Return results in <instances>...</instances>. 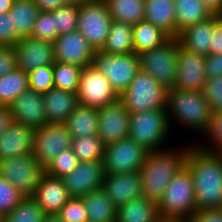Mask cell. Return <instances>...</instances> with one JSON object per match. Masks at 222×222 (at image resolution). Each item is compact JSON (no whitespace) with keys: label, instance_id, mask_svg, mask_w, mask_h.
Wrapping results in <instances>:
<instances>
[{"label":"cell","instance_id":"29","mask_svg":"<svg viewBox=\"0 0 222 222\" xmlns=\"http://www.w3.org/2000/svg\"><path fill=\"white\" fill-rule=\"evenodd\" d=\"M174 3L177 37L186 28L213 16L202 0H174Z\"/></svg>","mask_w":222,"mask_h":222},{"label":"cell","instance_id":"46","mask_svg":"<svg viewBox=\"0 0 222 222\" xmlns=\"http://www.w3.org/2000/svg\"><path fill=\"white\" fill-rule=\"evenodd\" d=\"M19 39L18 31L13 27L12 15L0 13V45L13 47Z\"/></svg>","mask_w":222,"mask_h":222},{"label":"cell","instance_id":"11","mask_svg":"<svg viewBox=\"0 0 222 222\" xmlns=\"http://www.w3.org/2000/svg\"><path fill=\"white\" fill-rule=\"evenodd\" d=\"M45 168L33 154L11 157L1 161L0 176L12 183L25 196H31L39 184Z\"/></svg>","mask_w":222,"mask_h":222},{"label":"cell","instance_id":"37","mask_svg":"<svg viewBox=\"0 0 222 222\" xmlns=\"http://www.w3.org/2000/svg\"><path fill=\"white\" fill-rule=\"evenodd\" d=\"M82 67L64 62L53 64L54 88L77 92Z\"/></svg>","mask_w":222,"mask_h":222},{"label":"cell","instance_id":"2","mask_svg":"<svg viewBox=\"0 0 222 222\" xmlns=\"http://www.w3.org/2000/svg\"><path fill=\"white\" fill-rule=\"evenodd\" d=\"M189 147V145L175 149L164 147L148 152L145 162L139 170L144 197L159 202L172 178L185 165Z\"/></svg>","mask_w":222,"mask_h":222},{"label":"cell","instance_id":"26","mask_svg":"<svg viewBox=\"0 0 222 222\" xmlns=\"http://www.w3.org/2000/svg\"><path fill=\"white\" fill-rule=\"evenodd\" d=\"M157 202L137 197L117 208L116 222H160Z\"/></svg>","mask_w":222,"mask_h":222},{"label":"cell","instance_id":"54","mask_svg":"<svg viewBox=\"0 0 222 222\" xmlns=\"http://www.w3.org/2000/svg\"><path fill=\"white\" fill-rule=\"evenodd\" d=\"M15 0H0V13H9Z\"/></svg>","mask_w":222,"mask_h":222},{"label":"cell","instance_id":"43","mask_svg":"<svg viewBox=\"0 0 222 222\" xmlns=\"http://www.w3.org/2000/svg\"><path fill=\"white\" fill-rule=\"evenodd\" d=\"M28 81L29 88L41 94L54 88L53 65H46L29 71Z\"/></svg>","mask_w":222,"mask_h":222},{"label":"cell","instance_id":"28","mask_svg":"<svg viewBox=\"0 0 222 222\" xmlns=\"http://www.w3.org/2000/svg\"><path fill=\"white\" fill-rule=\"evenodd\" d=\"M88 222H116L117 207L101 188L82 197Z\"/></svg>","mask_w":222,"mask_h":222},{"label":"cell","instance_id":"25","mask_svg":"<svg viewBox=\"0 0 222 222\" xmlns=\"http://www.w3.org/2000/svg\"><path fill=\"white\" fill-rule=\"evenodd\" d=\"M144 20L160 28L169 37H177L174 0H145Z\"/></svg>","mask_w":222,"mask_h":222},{"label":"cell","instance_id":"21","mask_svg":"<svg viewBox=\"0 0 222 222\" xmlns=\"http://www.w3.org/2000/svg\"><path fill=\"white\" fill-rule=\"evenodd\" d=\"M31 197L47 214H57L72 198L65 188L63 179L46 172Z\"/></svg>","mask_w":222,"mask_h":222},{"label":"cell","instance_id":"49","mask_svg":"<svg viewBox=\"0 0 222 222\" xmlns=\"http://www.w3.org/2000/svg\"><path fill=\"white\" fill-rule=\"evenodd\" d=\"M206 78H215L222 75V53L205 56Z\"/></svg>","mask_w":222,"mask_h":222},{"label":"cell","instance_id":"51","mask_svg":"<svg viewBox=\"0 0 222 222\" xmlns=\"http://www.w3.org/2000/svg\"><path fill=\"white\" fill-rule=\"evenodd\" d=\"M39 11H54L66 4L65 0H34Z\"/></svg>","mask_w":222,"mask_h":222},{"label":"cell","instance_id":"44","mask_svg":"<svg viewBox=\"0 0 222 222\" xmlns=\"http://www.w3.org/2000/svg\"><path fill=\"white\" fill-rule=\"evenodd\" d=\"M65 222H88L83 199L72 197L57 213Z\"/></svg>","mask_w":222,"mask_h":222},{"label":"cell","instance_id":"31","mask_svg":"<svg viewBox=\"0 0 222 222\" xmlns=\"http://www.w3.org/2000/svg\"><path fill=\"white\" fill-rule=\"evenodd\" d=\"M133 25L112 21L101 52L105 54H128L134 52Z\"/></svg>","mask_w":222,"mask_h":222},{"label":"cell","instance_id":"35","mask_svg":"<svg viewBox=\"0 0 222 222\" xmlns=\"http://www.w3.org/2000/svg\"><path fill=\"white\" fill-rule=\"evenodd\" d=\"M47 213L31 196L25 198L1 222H45Z\"/></svg>","mask_w":222,"mask_h":222},{"label":"cell","instance_id":"22","mask_svg":"<svg viewBox=\"0 0 222 222\" xmlns=\"http://www.w3.org/2000/svg\"><path fill=\"white\" fill-rule=\"evenodd\" d=\"M35 130L24 125L12 123L0 135V159L31 155Z\"/></svg>","mask_w":222,"mask_h":222},{"label":"cell","instance_id":"52","mask_svg":"<svg viewBox=\"0 0 222 222\" xmlns=\"http://www.w3.org/2000/svg\"><path fill=\"white\" fill-rule=\"evenodd\" d=\"M13 123L10 108L7 106H0V135L6 131Z\"/></svg>","mask_w":222,"mask_h":222},{"label":"cell","instance_id":"4","mask_svg":"<svg viewBox=\"0 0 222 222\" xmlns=\"http://www.w3.org/2000/svg\"><path fill=\"white\" fill-rule=\"evenodd\" d=\"M157 205L162 219L188 220L197 211L193 177L186 165L172 178Z\"/></svg>","mask_w":222,"mask_h":222},{"label":"cell","instance_id":"8","mask_svg":"<svg viewBox=\"0 0 222 222\" xmlns=\"http://www.w3.org/2000/svg\"><path fill=\"white\" fill-rule=\"evenodd\" d=\"M92 66L108 79L119 96L140 70L139 57L134 52L116 55L95 51Z\"/></svg>","mask_w":222,"mask_h":222},{"label":"cell","instance_id":"48","mask_svg":"<svg viewBox=\"0 0 222 222\" xmlns=\"http://www.w3.org/2000/svg\"><path fill=\"white\" fill-rule=\"evenodd\" d=\"M187 222H222V208L197 210Z\"/></svg>","mask_w":222,"mask_h":222},{"label":"cell","instance_id":"27","mask_svg":"<svg viewBox=\"0 0 222 222\" xmlns=\"http://www.w3.org/2000/svg\"><path fill=\"white\" fill-rule=\"evenodd\" d=\"M72 138L98 134V108L78 104L64 122Z\"/></svg>","mask_w":222,"mask_h":222},{"label":"cell","instance_id":"34","mask_svg":"<svg viewBox=\"0 0 222 222\" xmlns=\"http://www.w3.org/2000/svg\"><path fill=\"white\" fill-rule=\"evenodd\" d=\"M29 88L28 73L16 68L0 78V106L9 107Z\"/></svg>","mask_w":222,"mask_h":222},{"label":"cell","instance_id":"1","mask_svg":"<svg viewBox=\"0 0 222 222\" xmlns=\"http://www.w3.org/2000/svg\"><path fill=\"white\" fill-rule=\"evenodd\" d=\"M185 165L191 171L197 210L222 208V154L191 144Z\"/></svg>","mask_w":222,"mask_h":222},{"label":"cell","instance_id":"10","mask_svg":"<svg viewBox=\"0 0 222 222\" xmlns=\"http://www.w3.org/2000/svg\"><path fill=\"white\" fill-rule=\"evenodd\" d=\"M148 150L129 137L104 146L103 168L105 173L139 171Z\"/></svg>","mask_w":222,"mask_h":222},{"label":"cell","instance_id":"19","mask_svg":"<svg viewBox=\"0 0 222 222\" xmlns=\"http://www.w3.org/2000/svg\"><path fill=\"white\" fill-rule=\"evenodd\" d=\"M13 123L34 130L47 124L45 106L41 93L28 88L9 106Z\"/></svg>","mask_w":222,"mask_h":222},{"label":"cell","instance_id":"18","mask_svg":"<svg viewBox=\"0 0 222 222\" xmlns=\"http://www.w3.org/2000/svg\"><path fill=\"white\" fill-rule=\"evenodd\" d=\"M104 174L102 161H83L79 162L77 167L62 179L71 197L82 198L84 195L102 188Z\"/></svg>","mask_w":222,"mask_h":222},{"label":"cell","instance_id":"6","mask_svg":"<svg viewBox=\"0 0 222 222\" xmlns=\"http://www.w3.org/2000/svg\"><path fill=\"white\" fill-rule=\"evenodd\" d=\"M168 90L151 75L139 70L128 88L120 95L130 114L166 109Z\"/></svg>","mask_w":222,"mask_h":222},{"label":"cell","instance_id":"17","mask_svg":"<svg viewBox=\"0 0 222 222\" xmlns=\"http://www.w3.org/2000/svg\"><path fill=\"white\" fill-rule=\"evenodd\" d=\"M55 61L79 67L92 65L94 50L79 30L58 36L53 42Z\"/></svg>","mask_w":222,"mask_h":222},{"label":"cell","instance_id":"3","mask_svg":"<svg viewBox=\"0 0 222 222\" xmlns=\"http://www.w3.org/2000/svg\"><path fill=\"white\" fill-rule=\"evenodd\" d=\"M167 112L170 127L173 117L183 127L204 134L209 126L211 110L202 91L169 89L167 92Z\"/></svg>","mask_w":222,"mask_h":222},{"label":"cell","instance_id":"16","mask_svg":"<svg viewBox=\"0 0 222 222\" xmlns=\"http://www.w3.org/2000/svg\"><path fill=\"white\" fill-rule=\"evenodd\" d=\"M17 68L29 72L35 68L55 63L53 43L33 37H22L13 46Z\"/></svg>","mask_w":222,"mask_h":222},{"label":"cell","instance_id":"57","mask_svg":"<svg viewBox=\"0 0 222 222\" xmlns=\"http://www.w3.org/2000/svg\"><path fill=\"white\" fill-rule=\"evenodd\" d=\"M160 222H187V220L162 219Z\"/></svg>","mask_w":222,"mask_h":222},{"label":"cell","instance_id":"33","mask_svg":"<svg viewBox=\"0 0 222 222\" xmlns=\"http://www.w3.org/2000/svg\"><path fill=\"white\" fill-rule=\"evenodd\" d=\"M38 13L39 9L34 0L14 1L9 14L12 15L13 27L20 38L31 36Z\"/></svg>","mask_w":222,"mask_h":222},{"label":"cell","instance_id":"32","mask_svg":"<svg viewBox=\"0 0 222 222\" xmlns=\"http://www.w3.org/2000/svg\"><path fill=\"white\" fill-rule=\"evenodd\" d=\"M113 21L135 25L144 20L145 0H104Z\"/></svg>","mask_w":222,"mask_h":222},{"label":"cell","instance_id":"56","mask_svg":"<svg viewBox=\"0 0 222 222\" xmlns=\"http://www.w3.org/2000/svg\"><path fill=\"white\" fill-rule=\"evenodd\" d=\"M65 1H66V3L76 4V5L80 6L81 4L89 2L90 0H65Z\"/></svg>","mask_w":222,"mask_h":222},{"label":"cell","instance_id":"45","mask_svg":"<svg viewBox=\"0 0 222 222\" xmlns=\"http://www.w3.org/2000/svg\"><path fill=\"white\" fill-rule=\"evenodd\" d=\"M202 92L211 112L222 111V75L207 78Z\"/></svg>","mask_w":222,"mask_h":222},{"label":"cell","instance_id":"23","mask_svg":"<svg viewBox=\"0 0 222 222\" xmlns=\"http://www.w3.org/2000/svg\"><path fill=\"white\" fill-rule=\"evenodd\" d=\"M47 124L64 123L78 103L77 92L51 88L42 94Z\"/></svg>","mask_w":222,"mask_h":222},{"label":"cell","instance_id":"14","mask_svg":"<svg viewBox=\"0 0 222 222\" xmlns=\"http://www.w3.org/2000/svg\"><path fill=\"white\" fill-rule=\"evenodd\" d=\"M130 113L119 98L98 108V136L104 146L128 137Z\"/></svg>","mask_w":222,"mask_h":222},{"label":"cell","instance_id":"58","mask_svg":"<svg viewBox=\"0 0 222 222\" xmlns=\"http://www.w3.org/2000/svg\"><path fill=\"white\" fill-rule=\"evenodd\" d=\"M218 16L222 19V11L218 14Z\"/></svg>","mask_w":222,"mask_h":222},{"label":"cell","instance_id":"13","mask_svg":"<svg viewBox=\"0 0 222 222\" xmlns=\"http://www.w3.org/2000/svg\"><path fill=\"white\" fill-rule=\"evenodd\" d=\"M72 139L64 123L45 124L35 130L32 154L46 168L57 155L71 148Z\"/></svg>","mask_w":222,"mask_h":222},{"label":"cell","instance_id":"47","mask_svg":"<svg viewBox=\"0 0 222 222\" xmlns=\"http://www.w3.org/2000/svg\"><path fill=\"white\" fill-rule=\"evenodd\" d=\"M17 68L16 55L11 46L0 45V78Z\"/></svg>","mask_w":222,"mask_h":222},{"label":"cell","instance_id":"9","mask_svg":"<svg viewBox=\"0 0 222 222\" xmlns=\"http://www.w3.org/2000/svg\"><path fill=\"white\" fill-rule=\"evenodd\" d=\"M112 21L104 0H90L79 6L77 30L94 51L102 50Z\"/></svg>","mask_w":222,"mask_h":222},{"label":"cell","instance_id":"30","mask_svg":"<svg viewBox=\"0 0 222 222\" xmlns=\"http://www.w3.org/2000/svg\"><path fill=\"white\" fill-rule=\"evenodd\" d=\"M133 47L137 55L161 46L170 37L146 20L133 25Z\"/></svg>","mask_w":222,"mask_h":222},{"label":"cell","instance_id":"39","mask_svg":"<svg viewBox=\"0 0 222 222\" xmlns=\"http://www.w3.org/2000/svg\"><path fill=\"white\" fill-rule=\"evenodd\" d=\"M58 36L53 14L50 11H39L30 37L53 43Z\"/></svg>","mask_w":222,"mask_h":222},{"label":"cell","instance_id":"41","mask_svg":"<svg viewBox=\"0 0 222 222\" xmlns=\"http://www.w3.org/2000/svg\"><path fill=\"white\" fill-rule=\"evenodd\" d=\"M78 163V158L70 148L57 155L45 168V172L51 176L63 178L70 174Z\"/></svg>","mask_w":222,"mask_h":222},{"label":"cell","instance_id":"7","mask_svg":"<svg viewBox=\"0 0 222 222\" xmlns=\"http://www.w3.org/2000/svg\"><path fill=\"white\" fill-rule=\"evenodd\" d=\"M177 37H170L161 46L138 55L140 70L151 75L167 90L173 89L177 74Z\"/></svg>","mask_w":222,"mask_h":222},{"label":"cell","instance_id":"20","mask_svg":"<svg viewBox=\"0 0 222 222\" xmlns=\"http://www.w3.org/2000/svg\"><path fill=\"white\" fill-rule=\"evenodd\" d=\"M102 189L118 208L137 197L143 196L141 174L139 171L105 173Z\"/></svg>","mask_w":222,"mask_h":222},{"label":"cell","instance_id":"12","mask_svg":"<svg viewBox=\"0 0 222 222\" xmlns=\"http://www.w3.org/2000/svg\"><path fill=\"white\" fill-rule=\"evenodd\" d=\"M77 97L79 104L94 108H102L120 98L108 79L92 65L81 70Z\"/></svg>","mask_w":222,"mask_h":222},{"label":"cell","instance_id":"5","mask_svg":"<svg viewBox=\"0 0 222 222\" xmlns=\"http://www.w3.org/2000/svg\"><path fill=\"white\" fill-rule=\"evenodd\" d=\"M167 109L130 114L128 137L148 151L163 148L170 135Z\"/></svg>","mask_w":222,"mask_h":222},{"label":"cell","instance_id":"38","mask_svg":"<svg viewBox=\"0 0 222 222\" xmlns=\"http://www.w3.org/2000/svg\"><path fill=\"white\" fill-rule=\"evenodd\" d=\"M50 12L55 17V23L59 36L77 30L79 17L78 5L66 3L57 10Z\"/></svg>","mask_w":222,"mask_h":222},{"label":"cell","instance_id":"55","mask_svg":"<svg viewBox=\"0 0 222 222\" xmlns=\"http://www.w3.org/2000/svg\"><path fill=\"white\" fill-rule=\"evenodd\" d=\"M45 222H65L58 214H47Z\"/></svg>","mask_w":222,"mask_h":222},{"label":"cell","instance_id":"36","mask_svg":"<svg viewBox=\"0 0 222 222\" xmlns=\"http://www.w3.org/2000/svg\"><path fill=\"white\" fill-rule=\"evenodd\" d=\"M71 149L79 162L103 160L104 144L98 135L73 138Z\"/></svg>","mask_w":222,"mask_h":222},{"label":"cell","instance_id":"42","mask_svg":"<svg viewBox=\"0 0 222 222\" xmlns=\"http://www.w3.org/2000/svg\"><path fill=\"white\" fill-rule=\"evenodd\" d=\"M25 195L7 179L0 176V216L10 213Z\"/></svg>","mask_w":222,"mask_h":222},{"label":"cell","instance_id":"15","mask_svg":"<svg viewBox=\"0 0 222 222\" xmlns=\"http://www.w3.org/2000/svg\"><path fill=\"white\" fill-rule=\"evenodd\" d=\"M206 79L205 56L189 51L179 44L177 74L173 88L184 91H203Z\"/></svg>","mask_w":222,"mask_h":222},{"label":"cell","instance_id":"50","mask_svg":"<svg viewBox=\"0 0 222 222\" xmlns=\"http://www.w3.org/2000/svg\"><path fill=\"white\" fill-rule=\"evenodd\" d=\"M219 53H222V19L216 15V25L211 36L209 55Z\"/></svg>","mask_w":222,"mask_h":222},{"label":"cell","instance_id":"40","mask_svg":"<svg viewBox=\"0 0 222 222\" xmlns=\"http://www.w3.org/2000/svg\"><path fill=\"white\" fill-rule=\"evenodd\" d=\"M205 137L211 140L213 145L195 144L203 151H207L213 154H222V111L211 112L209 126L204 133Z\"/></svg>","mask_w":222,"mask_h":222},{"label":"cell","instance_id":"53","mask_svg":"<svg viewBox=\"0 0 222 222\" xmlns=\"http://www.w3.org/2000/svg\"><path fill=\"white\" fill-rule=\"evenodd\" d=\"M205 6L213 15H218L222 11V0H202Z\"/></svg>","mask_w":222,"mask_h":222},{"label":"cell","instance_id":"24","mask_svg":"<svg viewBox=\"0 0 222 222\" xmlns=\"http://www.w3.org/2000/svg\"><path fill=\"white\" fill-rule=\"evenodd\" d=\"M216 25V15L199 22L179 33L178 40L182 47L197 54L208 56L211 36Z\"/></svg>","mask_w":222,"mask_h":222}]
</instances>
